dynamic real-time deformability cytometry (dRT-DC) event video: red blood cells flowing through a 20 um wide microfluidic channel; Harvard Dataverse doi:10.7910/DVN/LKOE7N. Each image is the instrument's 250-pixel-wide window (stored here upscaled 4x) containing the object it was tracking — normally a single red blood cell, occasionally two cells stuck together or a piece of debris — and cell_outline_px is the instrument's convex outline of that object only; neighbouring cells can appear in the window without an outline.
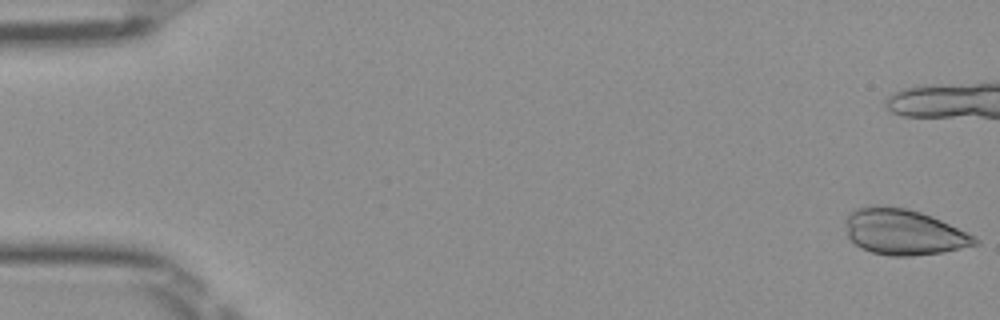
{"species": "Egyptian fruit bat (a non-hibernating species)", "species_latin": "Rousettus aegyptiacus", "temperature_condition": "room temperature", "stored_images_in_passage": 40, "camera_frame_rate_fps": 3000, "um_per_image_px": 0.085, "frame": {"image": 1, "passage_image": 1, "time_ms": 0.0, "image_size_px": [1000, 320], "cell_outline_px": [[980, 244], [944, 252], [912, 256], [892, 256], [872, 252], [860, 248], [848, 236], [844, 220], [856, 208], [872, 204], [880, 204], [908, 208], [932, 216], [976, 236], [980, 240]], "centroid_in_image_um": [76.82, 19.71], "position_along_channel_um": 8.2, "area_um2": 34.85}}